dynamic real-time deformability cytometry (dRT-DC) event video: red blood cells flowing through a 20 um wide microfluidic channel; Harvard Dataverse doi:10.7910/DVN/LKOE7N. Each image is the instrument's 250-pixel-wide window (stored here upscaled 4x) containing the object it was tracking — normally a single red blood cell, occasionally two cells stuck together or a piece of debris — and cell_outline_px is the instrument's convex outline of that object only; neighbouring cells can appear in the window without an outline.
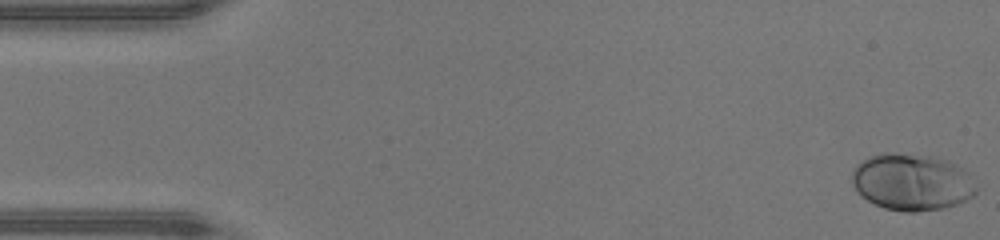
{"species": "human", "species_latin": "Homo sapiens", "temperature_condition": "warm", "stored_images_in_passage": 48, "camera_frame_rate_fps": 3000, "um_per_image_px": 0.085, "donor": {"sex": "male"}, "frame": {"image": 1, "passage_image": 1, "time_ms": 0.0, "image_size_px": [1000, 240], "cell_outline_px": [[976, 192], [972, 196], [956, 204], [940, 208], [916, 212], [904, 212], [884, 208], [860, 196], [852, 184], [852, 172], [856, 164], [868, 156], [880, 152], [896, 152], [932, 156], [948, 160], [964, 168], [968, 172], [976, 188]], "centroid_in_image_um": [77.47, 15.45], "position_along_channel_um": 7.5, "area_um2": 41.44}}
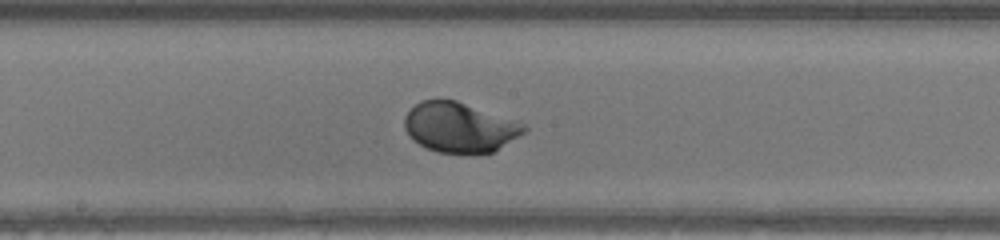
{"frame": {"image": 2, "passage_image": 25, "time_ms": 8.0, "image_size_px": [1000, 240], "cell_outline_px": [[528, 128], [524, 132], [492, 152], [436, 152], [420, 144], [408, 136], [404, 128], [404, 116], [420, 100], [440, 96], [456, 100], [524, 124]], "centroid_in_image_um": [38.98, 10.77], "position_along_channel_um": 209.2, "area_um2": 34.51}}
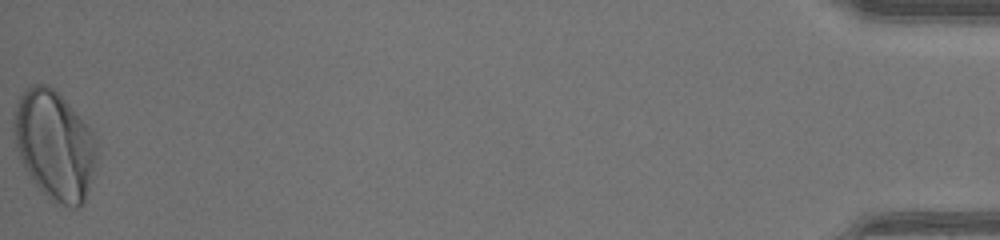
{"frame": {"image": 3, "passage_image": 48, "time_ms": 15.667, "image_size_px": [1000, 240], "cell_outline_px": [[96, 156], [88, 188], [84, 200], [76, 208], [72, 208], [48, 200], [24, 168], [20, 160], [16, 148], [12, 120], [16, 104], [24, 88], [32, 84], [48, 84], [92, 128], [96, 144]], "centroid_in_image_um": [4.6, 12.32], "position_along_channel_um": 430.6, "area_um2": 52.6}, "authors_computed_cell_mechanics": {"area_um2": 34.6222, "velocity_mm_per_s": 4.3187, "shape_relaxation_time_tau1_ms": 1.8267, "shape_relaxation_time_tau2_ms": null, "deformation_change_tau1": 0.1432, "deformation_change_tau2": null}}